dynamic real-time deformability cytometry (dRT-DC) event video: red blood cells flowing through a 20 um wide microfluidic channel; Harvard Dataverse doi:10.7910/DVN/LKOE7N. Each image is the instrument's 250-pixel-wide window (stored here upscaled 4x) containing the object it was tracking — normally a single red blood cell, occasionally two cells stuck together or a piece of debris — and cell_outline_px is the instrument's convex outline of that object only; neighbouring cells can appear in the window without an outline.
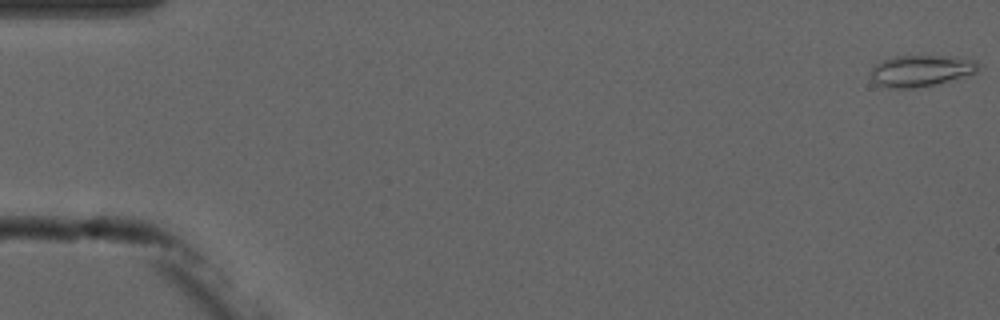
{"species": "common noctule bat (a hibernating species)", "species_latin": "Nyctalus noctula", "temperature_condition": "cold", "stored_images_in_passage": 3, "camera_frame_rate_fps": 3000, "um_per_image_px": 0.085, "animal": {"sex": "male", "forearm_length_mm": 52.5}, "frame": {"image": 1, "passage_image": 1, "time_ms": 0.0, "image_size_px": [1000, 320], "cell_outline_px": [[980, 68], [976, 72], [964, 76], [936, 84], [916, 88], [888, 88], [876, 84], [872, 80], [872, 68], [876, 64], [892, 56], [956, 56], [976, 60], [980, 64]], "centroid_in_image_um": [78.31, 6.01], "position_along_channel_um": 6.7, "area_um2": 19.77}}